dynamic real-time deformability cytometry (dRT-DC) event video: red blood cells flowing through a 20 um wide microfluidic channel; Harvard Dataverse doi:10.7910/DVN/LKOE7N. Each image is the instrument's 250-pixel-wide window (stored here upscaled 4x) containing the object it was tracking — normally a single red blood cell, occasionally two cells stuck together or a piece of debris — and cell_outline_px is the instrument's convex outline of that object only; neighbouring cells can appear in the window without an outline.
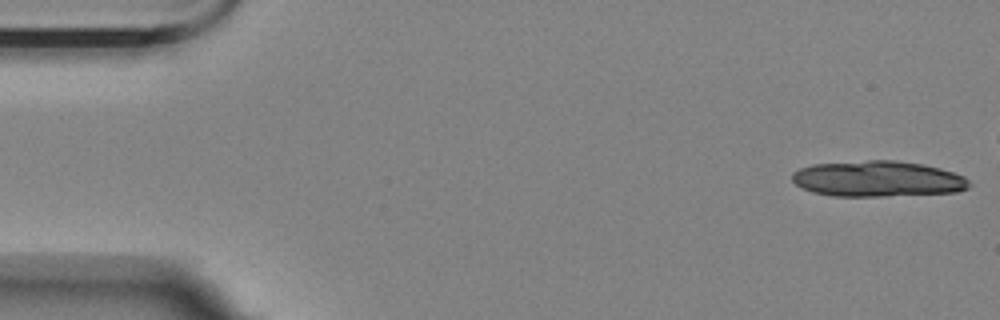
{"species": "Egyptian fruit bat (a non-hibernating species)", "species_latin": "Rousettus aegyptiacus", "temperature_condition": "room temperature", "stored_images_in_passage": 14, "camera_frame_rate_fps": 3000, "um_per_image_px": 0.085, "animal": {"sex": "female"}, "frame": {"image": 1, "passage_image": 1, "time_ms": 0.0, "image_size_px": [1000, 320], "cell_outline_px": [[972, 184], [968, 188], [956, 192], [884, 196], [832, 196], [812, 192], [796, 184], [792, 180], [792, 172], [800, 168], [812, 164], [868, 160], [896, 160], [924, 164], [940, 168], [964, 176]], "centroid_in_image_um": [74.61, 15.2], "position_along_channel_um": 10.4, "area_um2": 37.11}}